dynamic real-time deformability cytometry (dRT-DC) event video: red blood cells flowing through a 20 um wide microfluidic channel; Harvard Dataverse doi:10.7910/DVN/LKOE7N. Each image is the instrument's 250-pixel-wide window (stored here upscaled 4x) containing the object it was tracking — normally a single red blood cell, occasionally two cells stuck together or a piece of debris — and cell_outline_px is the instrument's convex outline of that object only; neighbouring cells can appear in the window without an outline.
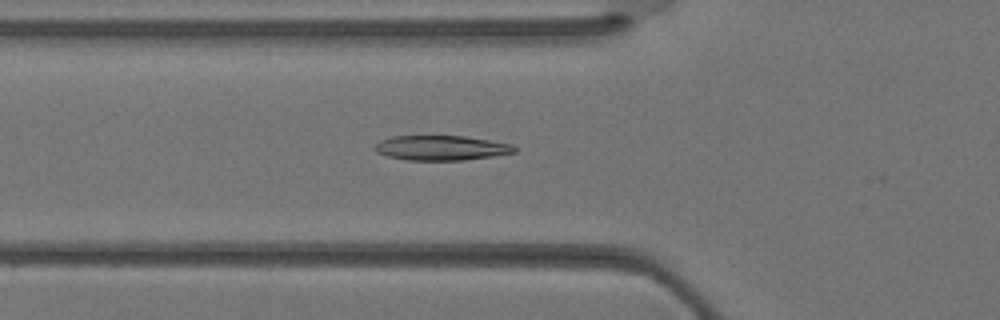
{"species": "Egyptian fruit bat (a non-hibernating species)", "species_latin": "Rousettus aegyptiacus", "temperature_condition": "warm", "stored_images_in_passage": 26, "camera_frame_rate_fps": 3000, "um_per_image_px": 0.085, "animal": {"sex": "female"}, "frame": {"image": 1, "passage_image": 3, "time_ms": 0.667, "image_size_px": [1000, 320], "cell_outline_px": [[516, 152], [492, 156], [464, 160], [408, 160], [388, 156], [376, 152], [372, 148], [380, 140], [392, 136], [464, 136], [512, 144], [516, 148]], "centroid_in_image_um": [37.48, 12.57], "position_along_channel_um": 88.3, "area_um2": 20.11}}
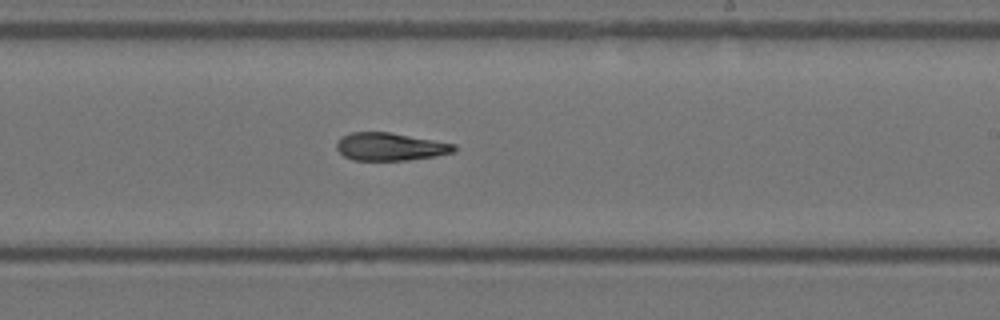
{"frame": {"image": 2, "passage_image": 12, "time_ms": 3.667, "image_size_px": [1000, 320], "cell_outline_px": [[456, 152], [436, 156], [408, 160], [352, 160], [344, 156], [336, 148], [336, 144], [340, 136], [352, 132], [388, 132], [456, 144]], "centroid_in_image_um": [33.16, 12.47], "position_along_channel_um": 255.8, "area_um2": 19.07}}
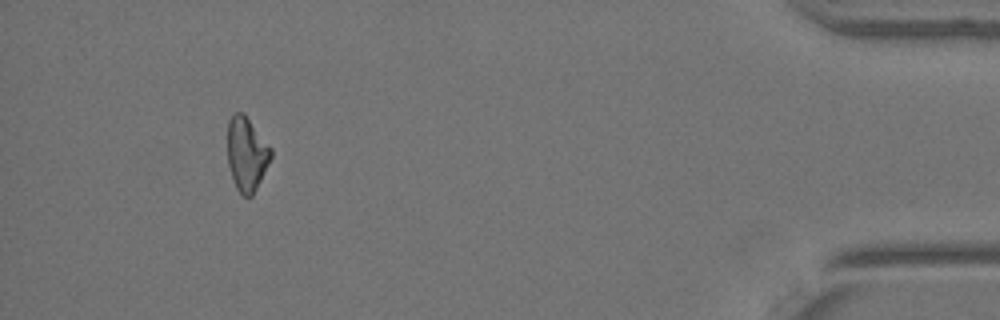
{"frame": {"image": 3, "passage_image": 24, "time_ms": 7.667, "image_size_px": [1000, 320], "cell_outline_px": [[272, 156], [252, 196], [240, 196], [236, 188], [228, 164], [228, 120], [232, 112], [244, 112], [272, 148]], "centroid_in_image_um": [20.96, 13.05], "position_along_channel_um": 414.2, "area_um2": 18.79}}